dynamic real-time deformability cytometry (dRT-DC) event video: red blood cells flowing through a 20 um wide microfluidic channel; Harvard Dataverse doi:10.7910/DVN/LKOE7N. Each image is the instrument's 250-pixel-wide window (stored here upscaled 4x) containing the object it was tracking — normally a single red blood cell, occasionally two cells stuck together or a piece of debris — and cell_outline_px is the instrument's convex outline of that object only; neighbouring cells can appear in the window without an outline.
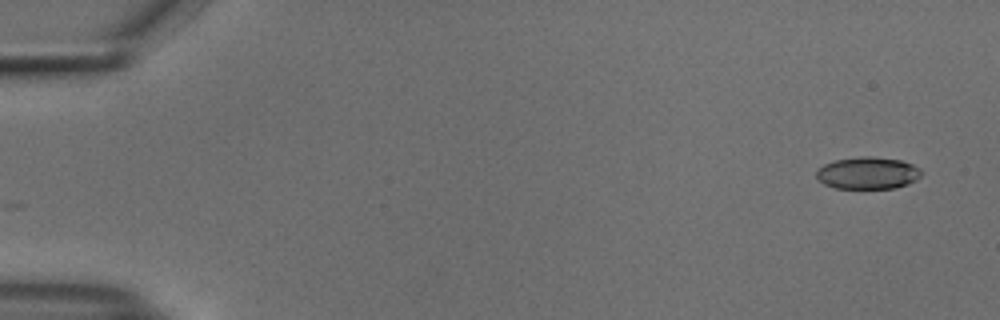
{"species": "common noctule bat (a hibernating species)", "species_latin": "Nyctalus noctula", "temperature_condition": "cold", "stored_images_in_passage": 13, "camera_frame_rate_fps": 3000, "um_per_image_px": 0.085, "animal": {"sex": "male", "body_mass_g": 18.8}, "frame": {"image": 1, "passage_image": 1, "time_ms": 0.0, "image_size_px": [1000, 320], "cell_outline_px": [[924, 172], [916, 180], [908, 184], [896, 188], [836, 188], [824, 184], [816, 176], [816, 172], [824, 164], [836, 160], [860, 156], [872, 156], [900, 160], [912, 164], [920, 168]], "centroid_in_image_um": [73.8, 14.7], "position_along_channel_um": 11.2, "area_um2": 19.65}}